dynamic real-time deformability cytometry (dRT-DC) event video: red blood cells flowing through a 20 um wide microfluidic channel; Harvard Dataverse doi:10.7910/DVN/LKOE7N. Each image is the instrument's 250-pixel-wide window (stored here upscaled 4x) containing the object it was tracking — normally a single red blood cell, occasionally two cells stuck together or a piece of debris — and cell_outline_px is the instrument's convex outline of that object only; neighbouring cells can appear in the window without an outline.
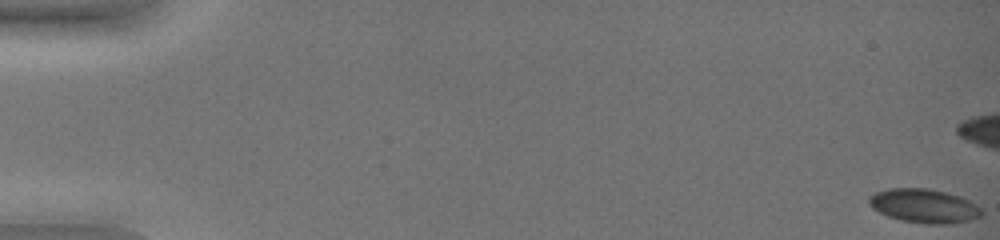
{"species": "common noctule bat (a hibernating species)", "species_latin": "Nyctalus noctula", "temperature_condition": "warm", "stored_images_in_passage": 49, "camera_frame_rate_fps": 3000, "um_per_image_px": 0.085, "animal": {"sex": "female", "body_mass_g": 19.0, "forearm_length_mm": 51.5}, "frame": {"image": 1, "passage_image": 1, "time_ms": 0.0, "image_size_px": [1000, 240], "cell_outline_px": [[984, 212], [980, 216], [968, 220], [952, 224], [928, 224], [900, 220], [888, 216], [872, 208], [868, 204], [868, 196], [876, 192], [888, 188], [928, 188], [960, 196], [976, 204]], "centroid_in_image_um": [78.52, 17.5], "position_along_channel_um": 6.5, "area_um2": 22.31}}
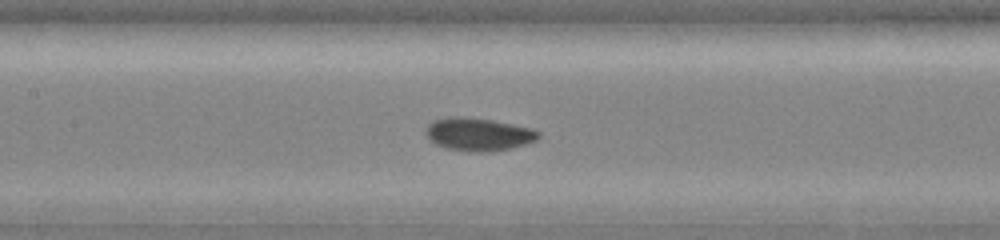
{"frame": {"image": 2, "passage_image": 29, "time_ms": 9.333, "image_size_px": [1000, 240], "cell_outline_px": [[540, 136], [536, 140], [524, 144], [492, 152], [468, 152], [444, 148], [436, 144], [424, 132], [424, 128], [432, 120], [448, 116], [468, 116], [492, 120], [532, 128], [540, 132]], "centroid_in_image_um": [40.62, 11.4], "position_along_channel_um": 166.8, "area_um2": 21.91}}
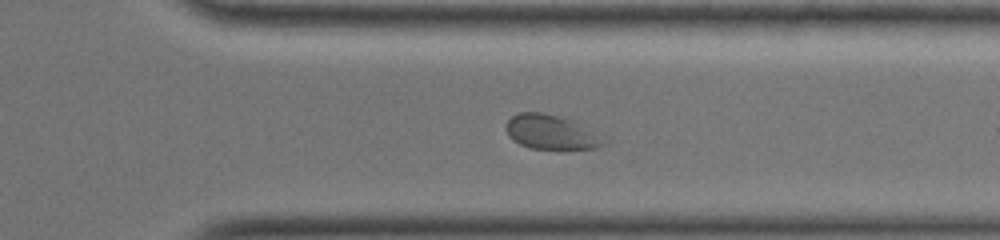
{"frame": {"image": 3, "passage_image": 45, "time_ms": 14.667, "image_size_px": [1000, 240], "cell_outline_px": [[608, 140], [604, 144], [596, 148], [532, 148], [520, 144], [512, 140], [508, 136], [504, 128], [504, 124], [516, 112], [540, 112], [560, 116], [572, 120]], "centroid_in_image_um": [46.77, 11.21], "position_along_channel_um": 364.6, "area_um2": 19.48}}